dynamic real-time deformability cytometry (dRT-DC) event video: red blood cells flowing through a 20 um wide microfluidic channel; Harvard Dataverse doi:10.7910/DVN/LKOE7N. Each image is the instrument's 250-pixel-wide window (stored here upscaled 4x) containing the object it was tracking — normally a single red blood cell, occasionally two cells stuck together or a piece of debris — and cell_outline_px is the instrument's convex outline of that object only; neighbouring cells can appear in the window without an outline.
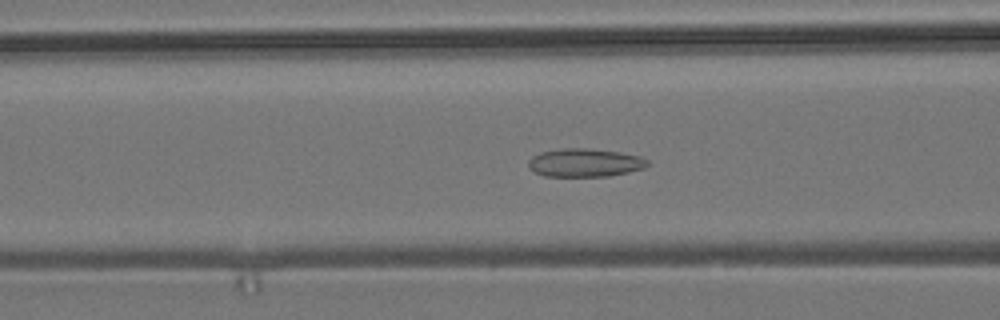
{"species": "common noctule bat (a hibernating species)", "species_latin": "Nyctalus noctula", "temperature_condition": "room temperature", "stored_images_in_passage": 34, "camera_frame_rate_fps": 3000, "um_per_image_px": 0.085, "animal": {"sex": "male", "body_mass_g": 19.2, "forearm_length_mm": 51.8}, "frame": {"image": 1, "passage_image": 12, "time_ms": 3.667, "image_size_px": [1000, 320], "cell_outline_px": [[648, 164], [644, 168], [628, 172], [608, 176], [544, 176], [532, 172], [528, 168], [528, 160], [532, 156], [540, 152], [560, 148], [588, 148], [620, 152], [640, 156], [648, 160]], "centroid_in_image_um": [49.66, 13.82], "position_along_channel_um": 116.9, "area_um2": 19.83}}
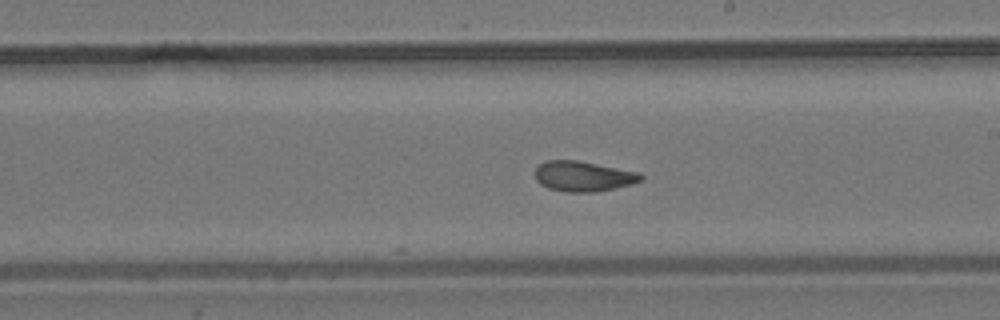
{"frame": {"image": 2, "passage_image": 22, "time_ms": 7.0, "image_size_px": [1000, 320], "cell_outline_px": [[644, 180], [632, 184], [596, 192], [564, 192], [548, 188], [540, 184], [536, 180], [536, 168], [540, 164], [548, 160], [576, 160], [640, 172], [644, 176]], "centroid_in_image_um": [49.61, 14.99], "position_along_channel_um": 239.4, "area_um2": 18.73}}
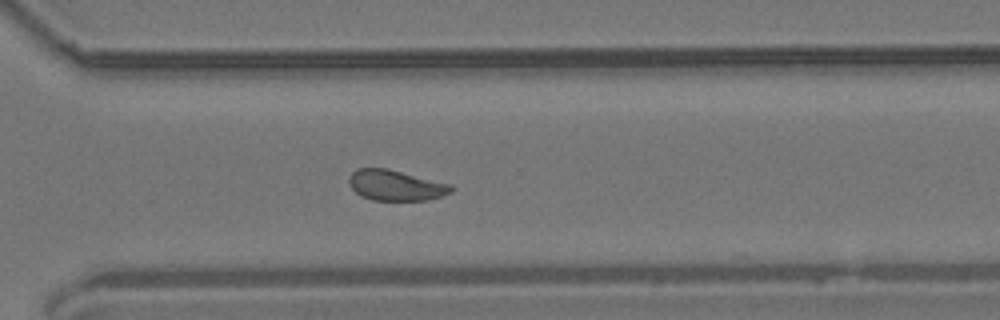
{"frame": {"image": 3, "passage_image": 30, "time_ms": 9.667, "image_size_px": [1000, 320], "cell_outline_px": [[456, 188], [452, 192], [440, 196], [424, 200], [372, 200], [360, 196], [348, 184], [348, 176], [356, 168], [388, 168], [452, 184]], "centroid_in_image_um": [33.63, 15.74], "position_along_channel_um": 337.0, "area_um2": 18.44}, "authors_computed_cell_mechanics": {"area_um2": 18.7561, "velocity_mm_per_s": 3.6715, "shape_relaxation_time_tau1_ms": null, "shape_relaxation_time_tau2_ms": 1.6321, "deformation_change_tau1": null, "deformation_change_tau2": 0.0701}}